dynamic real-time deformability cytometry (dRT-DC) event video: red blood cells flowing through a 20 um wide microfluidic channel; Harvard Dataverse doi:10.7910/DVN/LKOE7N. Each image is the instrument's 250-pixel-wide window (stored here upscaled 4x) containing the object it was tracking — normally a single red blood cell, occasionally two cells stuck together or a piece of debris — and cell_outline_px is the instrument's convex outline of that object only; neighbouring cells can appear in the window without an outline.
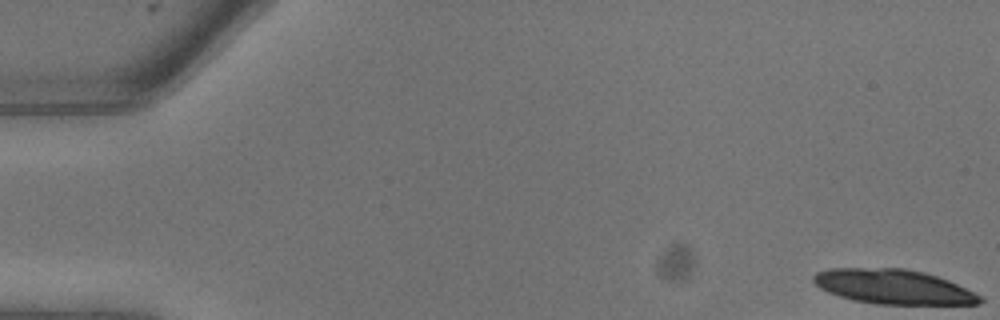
{"species": "common noctule bat (a hibernating species)", "species_latin": "Nyctalus noctula", "temperature_condition": "warm", "stored_images_in_passage": 9, "segment_of_instrument_passage": [1, 2], "camera_frame_rate_fps": 3000, "um_per_image_px": 0.085, "animal": {"sex": "male", "body_mass_g": 13.3}, "frame": {"image": 1, "passage_image": 1, "time_ms": 0.0, "image_size_px": [1000, 320], "cell_outline_px": [[984, 300], [980, 304], [876, 304], [856, 300], [840, 296], [828, 292], [820, 288], [812, 280], [812, 276], [816, 272], [828, 268], [904, 268], [924, 272], [948, 280], [980, 296]], "centroid_in_image_um": [75.9, 24.36], "position_along_channel_um": 9.1, "area_um2": 33.35}}